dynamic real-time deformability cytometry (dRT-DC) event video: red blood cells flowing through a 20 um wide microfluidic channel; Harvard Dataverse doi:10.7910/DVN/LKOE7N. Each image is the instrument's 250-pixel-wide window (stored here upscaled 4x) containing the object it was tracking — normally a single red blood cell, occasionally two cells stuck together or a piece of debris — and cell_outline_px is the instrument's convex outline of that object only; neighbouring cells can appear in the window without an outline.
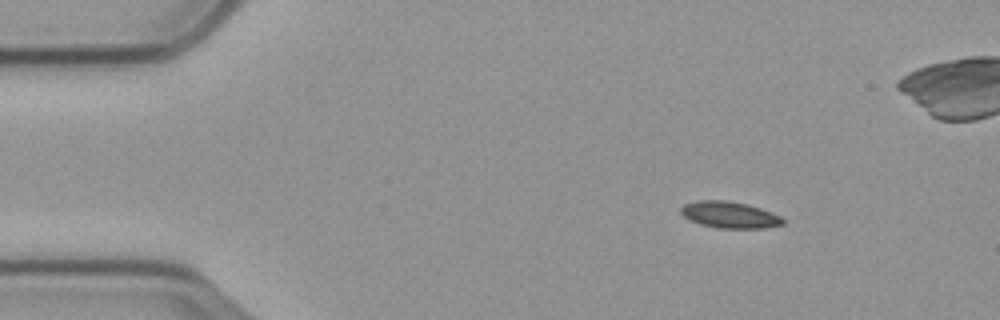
{"species": "common noctule bat (a hibernating species)", "species_latin": "Nyctalus noctula", "temperature_condition": "cold", "stored_images_in_passage": 52, "camera_frame_rate_fps": 3000, "um_per_image_px": 0.085, "animal": {"sex": "male", "body_mass_g": 23.1, "forearm_length_mm": 52.7}, "frame": {"image": 1, "passage_image": 1, "time_ms": 0.0, "image_size_px": [1000, 320], "cell_outline_px": [[784, 224], [764, 228], [716, 228], [700, 224], [684, 216], [680, 212], [680, 208], [684, 204], [696, 200], [724, 200], [748, 204], [760, 208], [780, 216], [784, 220]], "centroid_in_image_um": [62.0, 18.25], "position_along_channel_um": 23.0, "area_um2": 15.72}}
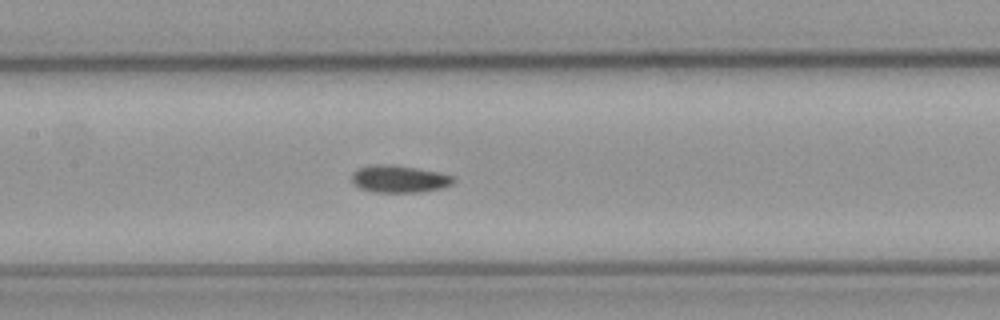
{"frame": {"image": 2, "passage_image": 20, "time_ms": 6.333, "image_size_px": [1000, 320], "cell_outline_px": [[456, 180], [452, 184], [444, 188], [424, 192], [372, 192], [360, 188], [352, 180], [352, 172], [356, 168], [372, 164], [392, 164], [440, 172], [452, 176]], "centroid_in_image_um": [33.94, 15.2], "position_along_channel_um": 173.5, "area_um2": 16.42}}
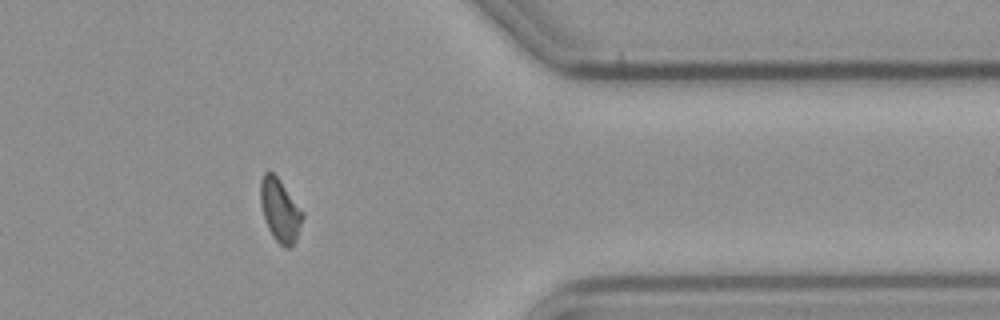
{"frame": {"image": 3, "passage_image": 40, "time_ms": 13.0, "image_size_px": [1000, 320], "cell_outline_px": [[304, 216], [296, 240], [288, 248], [284, 248], [276, 240], [268, 228], [260, 204], [260, 180], [264, 172], [272, 172], [280, 180], [304, 212]], "centroid_in_image_um": [23.8, 17.86], "position_along_channel_um": 387.6, "area_um2": 15.37}}